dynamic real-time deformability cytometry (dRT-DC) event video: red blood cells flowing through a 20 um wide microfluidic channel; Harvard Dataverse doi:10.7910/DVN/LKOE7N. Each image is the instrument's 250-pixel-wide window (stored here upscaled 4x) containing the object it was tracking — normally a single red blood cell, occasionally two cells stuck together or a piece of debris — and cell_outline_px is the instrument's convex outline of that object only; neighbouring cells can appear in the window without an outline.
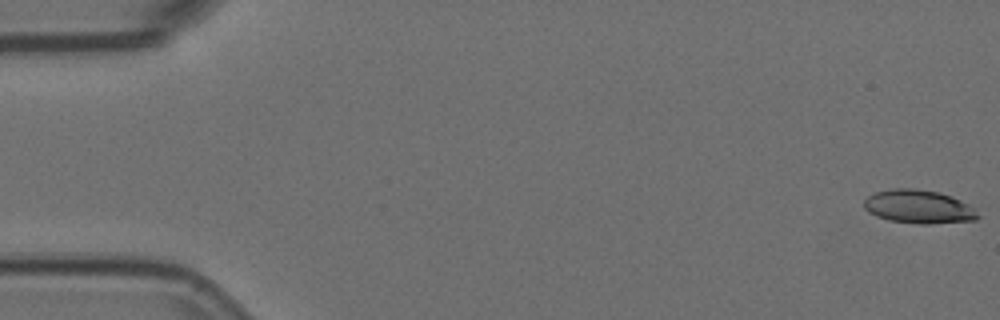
{"species": "Egyptian fruit bat (a non-hibernating species)", "species_latin": "Rousettus aegyptiacus", "temperature_condition": "room temperature", "stored_images_in_passage": 56, "camera_frame_rate_fps": 3000, "um_per_image_px": 0.085, "animal": {"sex": "female"}, "frame": {"image": 1, "passage_image": 1, "time_ms": 0.0, "image_size_px": [1000, 320], "cell_outline_px": [[980, 216], [976, 220], [928, 224], [920, 224], [888, 220], [876, 216], [868, 212], [864, 208], [864, 200], [872, 192], [892, 188], [916, 188], [940, 192], [952, 196], [976, 208]], "centroid_in_image_um": [78.08, 17.56], "position_along_channel_um": 6.9, "area_um2": 22.6}}
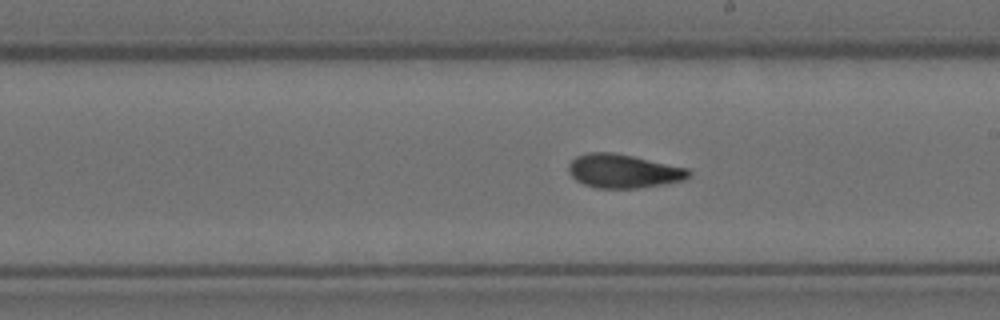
{"frame": {"image": 2, "passage_image": 32, "time_ms": 10.333, "image_size_px": [1000, 320], "cell_outline_px": [[692, 176], [684, 180], [664, 184], [636, 188], [596, 188], [584, 184], [576, 180], [568, 172], [568, 164], [576, 156], [588, 152], [612, 152], [632, 156], [688, 168], [692, 172]], "centroid_in_image_um": [52.99, 14.54], "position_along_channel_um": 236.0, "area_um2": 23.7}}
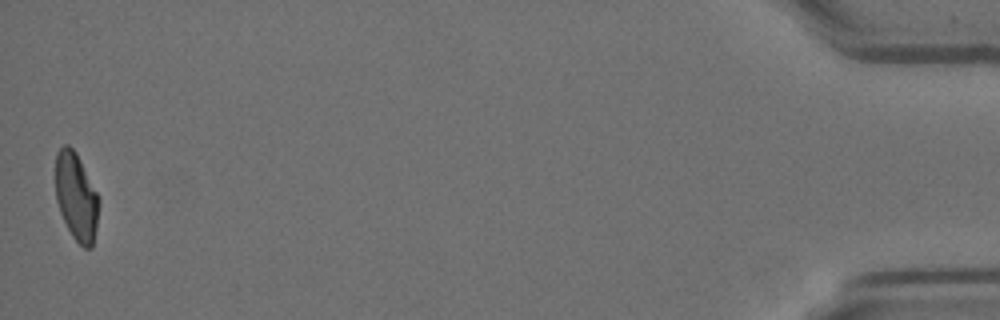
{"frame": {"image": 3, "passage_image": 56, "time_ms": 18.333, "image_size_px": [1000, 320], "cell_outline_px": [[100, 200], [96, 228], [92, 248], [84, 248], [72, 236], [60, 212], [56, 200], [56, 152], [64, 144], [68, 144], [76, 152]], "centroid_in_image_um": [6.48, 16.72], "position_along_channel_um": 428.7, "area_um2": 21.96}, "authors_computed_cell_mechanics": {"area_um2": 23.1778, "velocity_mm_per_s": 3.6178, "shape_relaxation_time_tau1_ms": 6.1396, "shape_relaxation_time_tau2_ms": 1.6106, "deformation_change_tau1": 0.18, "deformation_change_tau2": 0.071}}